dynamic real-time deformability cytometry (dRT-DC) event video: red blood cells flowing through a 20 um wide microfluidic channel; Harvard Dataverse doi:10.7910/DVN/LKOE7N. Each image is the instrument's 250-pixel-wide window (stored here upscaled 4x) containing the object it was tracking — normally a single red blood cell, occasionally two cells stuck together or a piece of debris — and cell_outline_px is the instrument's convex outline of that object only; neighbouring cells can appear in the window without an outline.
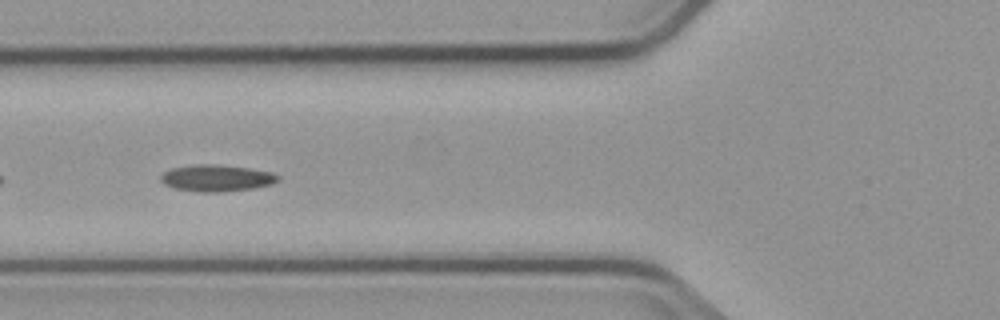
{"species": "common noctule bat (a hibernating species)", "species_latin": "Nyctalus noctula", "temperature_condition": "cold", "stored_images_in_passage": 9, "camera_frame_rate_fps": 3000, "um_per_image_px": 0.085, "animal": {"sex": "male", "body_mass_g": 23.1, "forearm_length_mm": 52.7}, "frame": {"image": 1, "passage_image": 6, "time_ms": 6.0, "image_size_px": [1000, 320], "cell_outline_px": [[280, 180], [272, 184], [252, 188], [220, 192], [200, 192], [176, 188], [164, 184], [160, 180], [160, 176], [164, 172], [172, 168], [196, 164], [216, 164], [248, 168], [272, 172], [280, 176]], "centroid_in_image_um": [18.42, 15.13], "position_along_channel_um": 107.4, "area_um2": 18.15}}
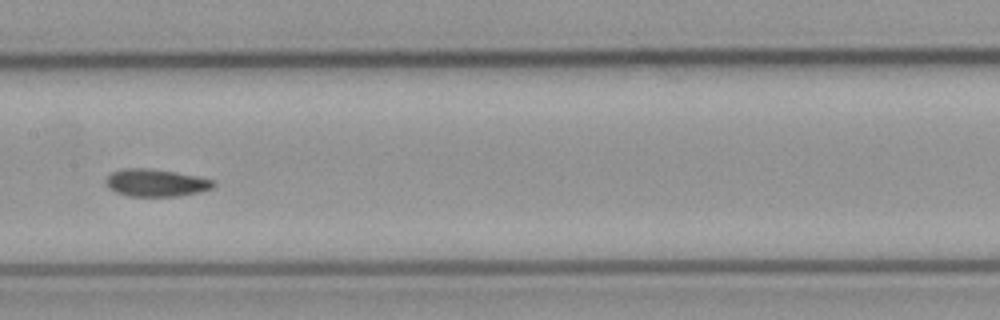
{"frame": {"image": 2, "passage_image": 8, "time_ms": 8.333, "image_size_px": [1000, 320], "cell_outline_px": [[216, 184], [212, 188], [200, 192], [176, 196], [128, 196], [116, 192], [108, 188], [104, 180], [112, 172], [124, 168], [148, 168], [176, 172], [196, 176], [212, 180]], "centroid_in_image_um": [13.22, 15.53], "position_along_channel_um": 194.2, "area_um2": 17.17}}
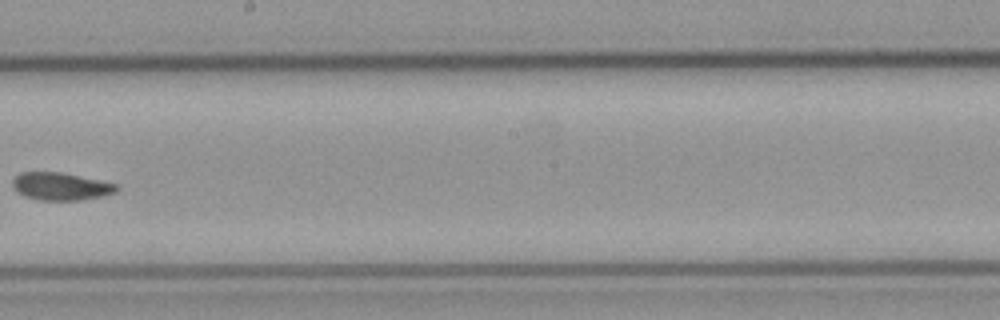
{"frame": {"image": 3, "passage_image": 9, "time_ms": 9.667, "image_size_px": [1000, 320], "cell_outline_px": [[120, 188], [116, 192], [100, 196], [80, 200], [40, 200], [24, 196], [16, 192], [12, 188], [12, 180], [20, 172], [64, 172], [116, 184]], "centroid_in_image_um": [5.13, 15.83], "position_along_channel_um": 243.1, "area_um2": 16.82}}